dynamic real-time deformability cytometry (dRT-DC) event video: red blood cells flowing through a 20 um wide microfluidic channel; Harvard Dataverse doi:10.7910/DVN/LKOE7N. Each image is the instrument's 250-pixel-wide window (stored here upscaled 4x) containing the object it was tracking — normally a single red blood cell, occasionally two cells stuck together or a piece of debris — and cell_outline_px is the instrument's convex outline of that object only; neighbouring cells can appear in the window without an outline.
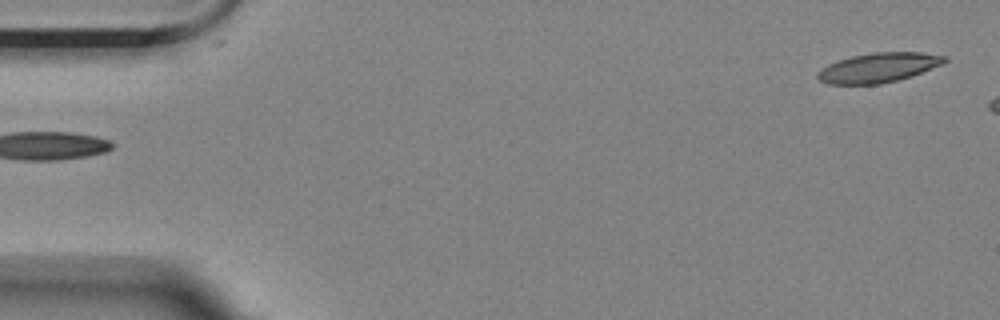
{"species": "Egyptian fruit bat (a non-hibernating species)", "species_latin": "Rousettus aegyptiacus", "temperature_condition": "room temperature", "stored_images_in_passage": 8, "camera_frame_rate_fps": 3000, "um_per_image_px": 0.085, "animal": {"sex": "female"}, "frame": {"image": 1, "passage_image": 1, "time_ms": 0.0, "image_size_px": [1000, 320], "cell_outline_px": [[948, 60], [944, 64], [912, 76], [880, 84], [828, 84], [820, 80], [816, 76], [816, 72], [820, 68], [836, 60], [852, 56], [872, 52], [920, 52], [948, 56]], "centroid_in_image_um": [74.68, 5.74], "position_along_channel_um": 10.3, "area_um2": 22.14}}